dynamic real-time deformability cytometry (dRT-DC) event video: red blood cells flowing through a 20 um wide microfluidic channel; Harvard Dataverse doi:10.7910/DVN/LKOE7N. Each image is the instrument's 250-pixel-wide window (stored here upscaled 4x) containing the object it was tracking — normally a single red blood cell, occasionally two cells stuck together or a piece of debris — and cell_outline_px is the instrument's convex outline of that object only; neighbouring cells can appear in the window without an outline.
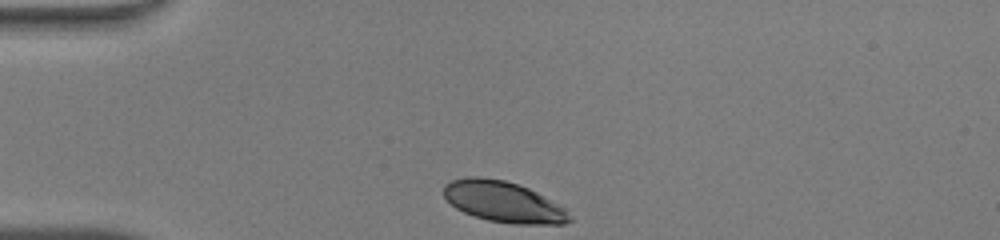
{"species": "human", "species_latin": "Homo sapiens", "temperature_condition": "warm", "stored_images_in_passage": 29, "camera_frame_rate_fps": 3000, "um_per_image_px": 0.085, "donor": {"sex": "male"}, "frame": {"image": 1, "passage_image": 1, "time_ms": 0.0, "image_size_px": [1000, 240], "cell_outline_px": [[572, 220], [564, 224], [512, 224], [488, 220], [464, 212], [456, 208], [444, 196], [444, 184], [452, 180], [468, 176], [476, 176], [504, 180], [528, 188], [536, 192], [564, 208]], "centroid_in_image_um": [42.77, 17.15], "position_along_channel_um": 42.2, "area_um2": 29.59}}
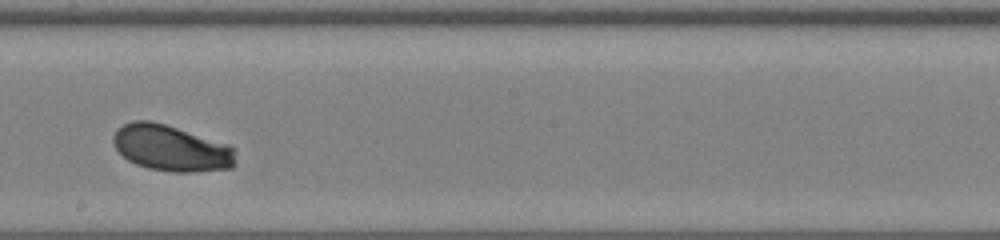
{"frame": {"image": 2, "passage_image": 17, "time_ms": 5.333, "image_size_px": [1000, 240], "cell_outline_px": [[236, 164], [232, 168], [192, 172], [172, 172], [148, 168], [136, 164], [128, 160], [116, 148], [112, 140], [112, 136], [124, 124], [132, 120], [148, 120], [164, 124], [228, 144], [236, 148]], "centroid_in_image_um": [14.59, 12.6], "position_along_channel_um": 233.6, "area_um2": 32.83}}
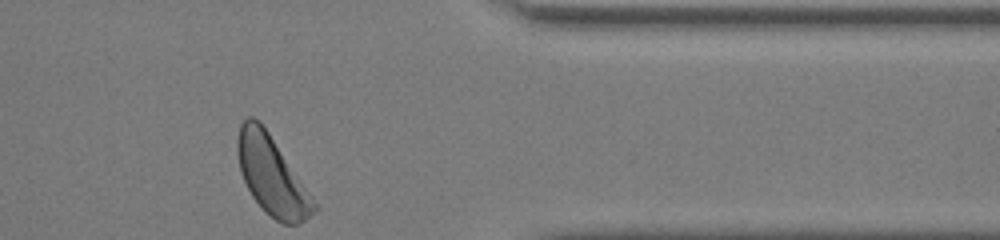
{"frame": {"image": 3, "passage_image": 29, "time_ms": 9.333, "image_size_px": [1000, 240], "cell_outline_px": [[320, 208], [300, 224], [280, 224], [252, 196], [240, 172], [236, 152], [236, 140], [240, 124], [248, 116], [252, 116], [260, 120]], "centroid_in_image_um": [23.09, 14.9], "position_along_channel_um": 388.3, "area_um2": 34.68}, "authors_computed_cell_mechanics": {"area_um2": 32.7726, "velocity_mm_per_s": 4.2428, "shape_relaxation_time_tau1_ms": 2.402, "shape_relaxation_time_tau2_ms": null, "deformation_change_tau1": 0.1361, "deformation_change_tau2": null}}